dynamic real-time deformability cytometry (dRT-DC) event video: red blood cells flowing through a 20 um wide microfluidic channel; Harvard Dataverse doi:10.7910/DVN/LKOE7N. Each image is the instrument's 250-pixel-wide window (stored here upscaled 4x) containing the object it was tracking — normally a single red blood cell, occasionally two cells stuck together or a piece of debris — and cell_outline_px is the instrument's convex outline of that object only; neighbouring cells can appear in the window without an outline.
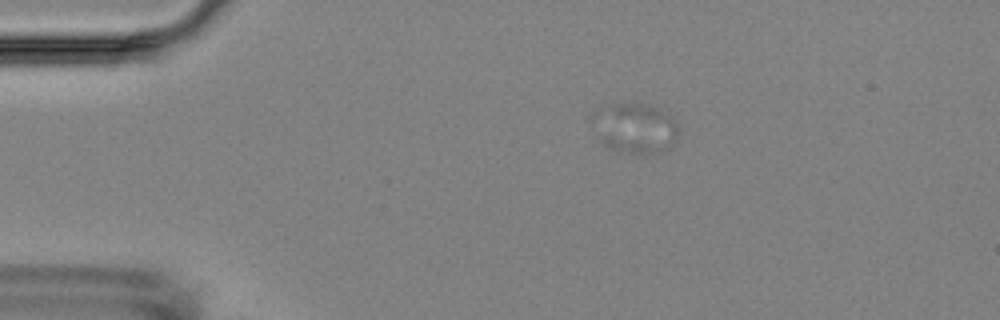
{"species": "Egyptian fruit bat (a non-hibernating species)", "species_latin": "Rousettus aegyptiacus", "temperature_condition": "room temperature", "stored_images_in_passage": 7, "camera_frame_rate_fps": 3000, "um_per_image_px": 0.085, "animal": {"sex": "female"}, "frame": {"image": 1, "passage_image": 5, "time_ms": 4.333, "image_size_px": [1000, 320], "cell_outline_px": [[680, 132], [676, 140], [668, 148], [660, 152], [616, 152], [604, 144], [600, 140], [588, 120], [588, 116], [596, 108], [612, 104], [648, 104], [660, 108], [672, 116], [680, 128]], "centroid_in_image_um": [53.93, 10.85], "position_along_channel_um": 31.1, "area_um2": 25.72}}